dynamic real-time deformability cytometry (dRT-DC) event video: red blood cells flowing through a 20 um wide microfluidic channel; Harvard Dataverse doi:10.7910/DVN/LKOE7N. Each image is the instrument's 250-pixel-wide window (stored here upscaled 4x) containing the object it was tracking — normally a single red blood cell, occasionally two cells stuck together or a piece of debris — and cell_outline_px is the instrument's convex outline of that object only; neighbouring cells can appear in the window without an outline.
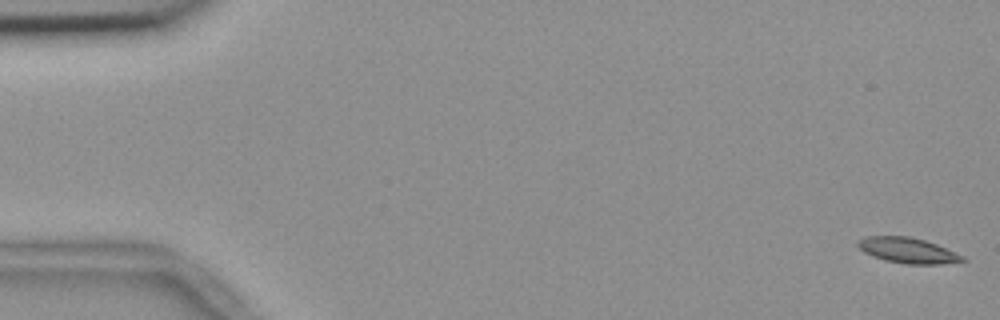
{"species": "common noctule bat (a hibernating species)", "species_latin": "Nyctalus noctula", "temperature_condition": "room temperature", "stored_images_in_passage": 13, "camera_frame_rate_fps": 3000, "um_per_image_px": 0.085, "animal": {"sex": "female", "body_mass_g": 18.4}, "frame": {"image": 1, "passage_image": 1, "time_ms": 0.0, "image_size_px": [1000, 320], "cell_outline_px": [[968, 260], [940, 264], [904, 264], [884, 260], [872, 256], [864, 252], [856, 244], [856, 240], [864, 236], [908, 236], [924, 240], [936, 244], [964, 256]], "centroid_in_image_um": [77.12, 21.28], "position_along_channel_um": 7.9, "area_um2": 15.61}}